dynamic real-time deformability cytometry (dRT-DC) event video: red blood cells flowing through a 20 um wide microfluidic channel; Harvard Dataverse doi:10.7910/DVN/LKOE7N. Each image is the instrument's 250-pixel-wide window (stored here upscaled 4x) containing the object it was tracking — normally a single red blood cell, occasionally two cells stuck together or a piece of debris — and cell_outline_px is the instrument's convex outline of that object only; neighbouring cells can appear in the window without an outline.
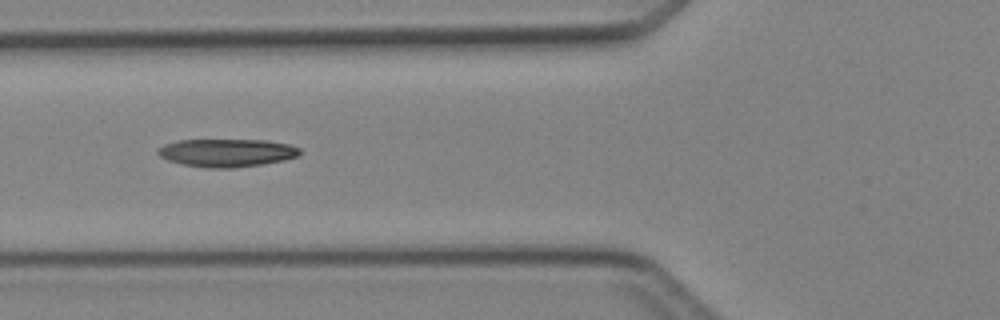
{"species": "Egyptian fruit bat (a non-hibernating species)", "species_latin": "Rousettus aegyptiacus", "temperature_condition": "cold", "stored_images_in_passage": 5, "camera_frame_rate_fps": 3000, "um_per_image_px": 0.085, "animal": {"sex": "female"}, "frame": {"image": 1, "passage_image": 5, "time_ms": 5.667, "image_size_px": [1000, 320], "cell_outline_px": [[300, 152], [296, 156], [284, 160], [260, 164], [232, 168], [204, 168], [184, 164], [168, 160], [160, 156], [156, 152], [164, 144], [180, 140], [268, 140], [288, 144], [300, 148]], "centroid_in_image_um": [19.27, 12.98], "position_along_channel_um": 106.5, "area_um2": 22.95}}